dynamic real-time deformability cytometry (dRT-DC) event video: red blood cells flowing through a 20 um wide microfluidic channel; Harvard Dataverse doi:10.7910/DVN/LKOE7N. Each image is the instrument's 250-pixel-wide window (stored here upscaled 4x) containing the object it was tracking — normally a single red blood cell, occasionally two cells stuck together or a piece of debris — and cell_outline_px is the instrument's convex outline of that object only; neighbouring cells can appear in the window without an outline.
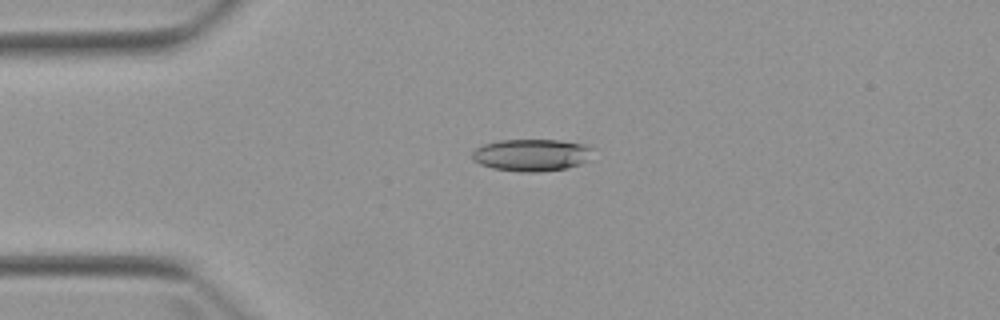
{"species": "Egyptian fruit bat (a non-hibernating species)", "species_latin": "Rousettus aegyptiacus", "temperature_condition": "warm", "stored_images_in_passage": 5, "camera_frame_rate_fps": 3000, "um_per_image_px": 0.085, "animal": {"sex": "female"}, "frame": {"image": 1, "passage_image": 3, "time_ms": 3.0, "image_size_px": [1000, 320], "cell_outline_px": [[596, 148], [588, 160], [580, 164], [568, 168], [536, 172], [520, 172], [492, 168], [480, 164], [472, 160], [472, 152], [476, 148], [484, 144], [500, 140], [560, 140], [584, 144]], "centroid_in_image_um": [45.21, 13.17], "position_along_channel_um": 39.8, "area_um2": 22.83}}
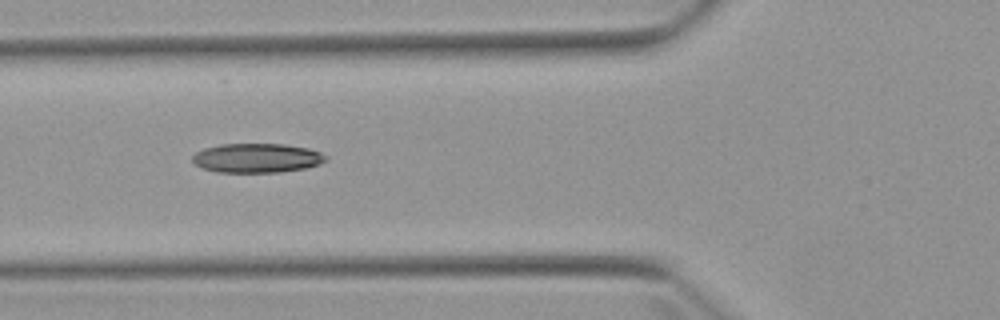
{"frame": {"image": 2, "passage_image": 5, "time_ms": 5.333, "image_size_px": [1000, 320], "cell_outline_px": [[328, 160], [320, 164], [304, 168], [280, 172], [216, 172], [204, 168], [196, 164], [192, 160], [192, 156], [196, 152], [204, 148], [220, 144], [284, 144], [308, 148], [320, 152], [328, 156]], "centroid_in_image_um": [21.86, 13.43], "position_along_channel_um": 103.9, "area_um2": 22.77}}